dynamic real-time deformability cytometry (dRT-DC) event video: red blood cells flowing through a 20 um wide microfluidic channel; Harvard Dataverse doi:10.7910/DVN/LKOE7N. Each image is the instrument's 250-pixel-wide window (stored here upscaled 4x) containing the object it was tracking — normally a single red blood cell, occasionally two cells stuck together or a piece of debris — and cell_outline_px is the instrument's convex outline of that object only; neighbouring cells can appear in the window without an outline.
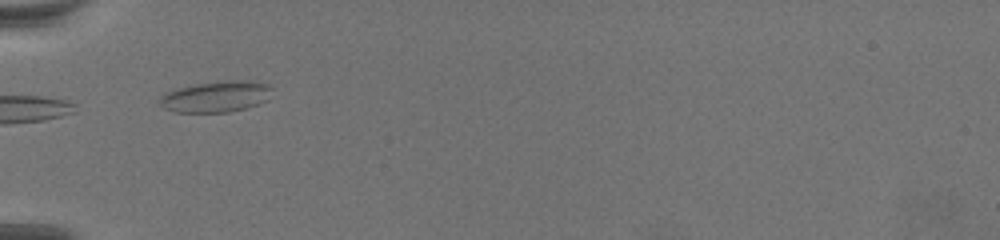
{"species": "common noctule bat (a hibernating species)", "species_latin": "Nyctalus noctula", "temperature_condition": "warm", "stored_images_in_passage": 4, "camera_frame_rate_fps": 3000, "um_per_image_px": 0.085, "animal": {"sex": "female", "body_mass_g": 19.5, "forearm_length_mm": 54.1}, "frame": {"image": 1, "passage_image": 1, "time_ms": 0.0, "image_size_px": [1000, 240], "cell_outline_px": [[272, 88], [264, 100], [256, 104], [244, 108], [228, 112], [176, 112], [164, 108], [160, 104], [160, 96], [168, 92], [180, 88], [200, 84], [236, 80], [268, 84]], "centroid_in_image_um": [18.32, 8.23], "position_along_channel_um": 66.7, "area_um2": 19.48}}